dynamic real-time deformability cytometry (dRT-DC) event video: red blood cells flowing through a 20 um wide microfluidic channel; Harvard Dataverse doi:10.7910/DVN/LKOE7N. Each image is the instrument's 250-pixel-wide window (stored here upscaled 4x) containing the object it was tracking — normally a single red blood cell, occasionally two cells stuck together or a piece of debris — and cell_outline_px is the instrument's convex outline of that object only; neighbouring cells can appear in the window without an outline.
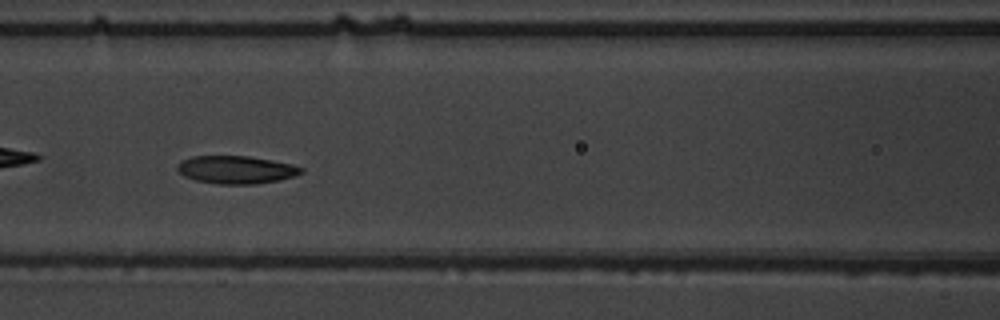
{"species": "common noctule bat (a hibernating species)", "species_latin": "Nyctalus noctula", "temperature_condition": "warm", "stored_images_in_passage": 32, "camera_frame_rate_fps": 3000, "um_per_image_px": 0.085, "animal": {"sex": "male", "body_mass_g": 19.5, "forearm_length_mm": 54.6}, "frame": {"image": 1, "passage_image": 11, "time_ms": 3.333, "image_size_px": [1000, 320], "cell_outline_px": [[304, 172], [296, 176], [280, 180], [256, 184], [220, 184], [196, 180], [184, 176], [176, 168], [176, 164], [192, 156], [248, 156], [272, 160], [292, 164], [304, 168]], "centroid_in_image_um": [20.11, 14.43], "position_along_channel_um": 146.5, "area_um2": 20.17}}
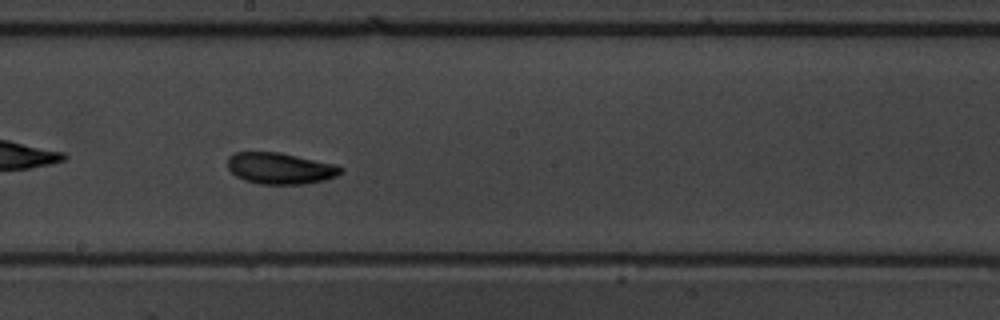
{"frame": {"image": 2, "passage_image": 17, "time_ms": 5.333, "image_size_px": [1000, 320], "cell_outline_px": [[344, 172], [336, 176], [324, 180], [304, 184], [260, 184], [244, 180], [236, 176], [228, 168], [228, 156], [236, 152], [280, 152], [336, 164], [344, 168]], "centroid_in_image_um": [23.84, 14.31], "position_along_channel_um": 224.4, "area_um2": 20.81}}
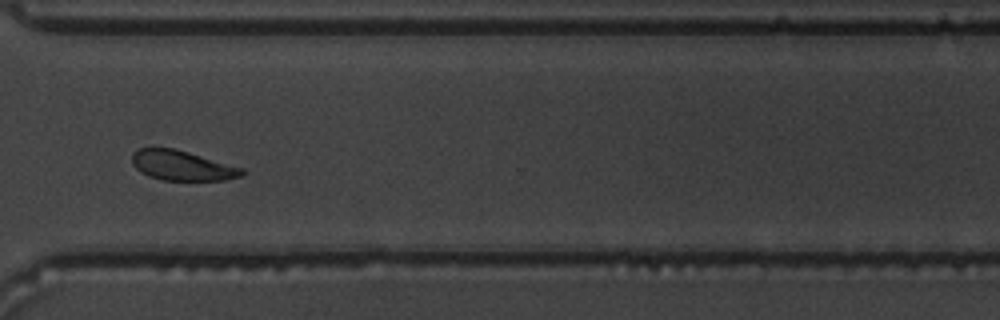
{"frame": {"image": 3, "passage_image": 27, "time_ms": 8.667, "image_size_px": [1000, 320], "cell_outline_px": [[244, 172], [240, 176], [224, 180], [160, 180], [148, 176], [140, 172], [132, 164], [132, 156], [136, 148], [172, 148], [188, 152], [244, 168]], "centroid_in_image_um": [15.44, 14.07], "position_along_channel_um": 355.2, "area_um2": 19.07}, "authors_computed_cell_mechanics": {"area_um2": 20.23, "velocity_mm_per_s": 3.9087, "shape_relaxation_time_tau1_ms": 4.0483, "shape_relaxation_time_tau2_ms": 3.2061, "deformation_change_tau1": 0.1589, "deformation_change_tau2": 0.0886}}